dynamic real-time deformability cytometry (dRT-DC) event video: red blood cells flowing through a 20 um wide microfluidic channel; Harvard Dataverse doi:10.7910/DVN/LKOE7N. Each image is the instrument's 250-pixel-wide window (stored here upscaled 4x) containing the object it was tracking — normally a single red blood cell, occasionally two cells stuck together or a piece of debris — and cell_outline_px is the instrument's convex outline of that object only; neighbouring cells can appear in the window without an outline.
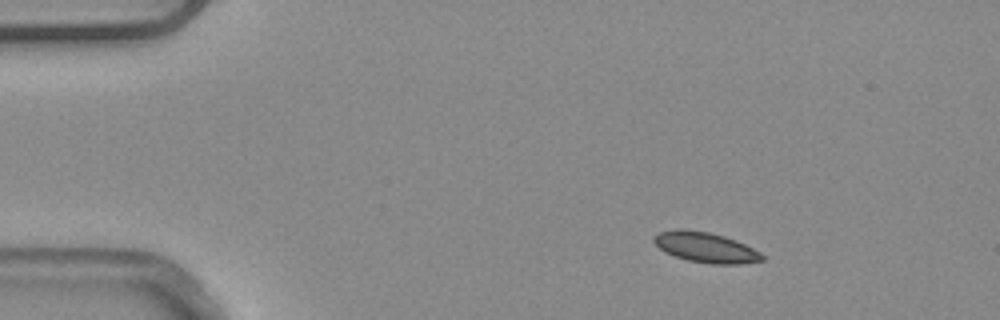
{"species": "common noctule bat (a hibernating species)", "species_latin": "Nyctalus noctula", "temperature_condition": "warm", "stored_images_in_passage": 5, "camera_frame_rate_fps": 3000, "um_per_image_px": 0.085, "animal": {"sex": "male", "body_mass_g": 20.4}, "frame": {"image": 1, "passage_image": 1, "time_ms": 0.0, "image_size_px": [1000, 320], "cell_outline_px": [[764, 260], [740, 264], [712, 264], [688, 260], [664, 252], [652, 240], [652, 236], [660, 232], [676, 228], [684, 228], [708, 232], [724, 236], [736, 240], [760, 252], [764, 256]], "centroid_in_image_um": [59.96, 21.01], "position_along_channel_um": 25.0, "area_um2": 19.13}}
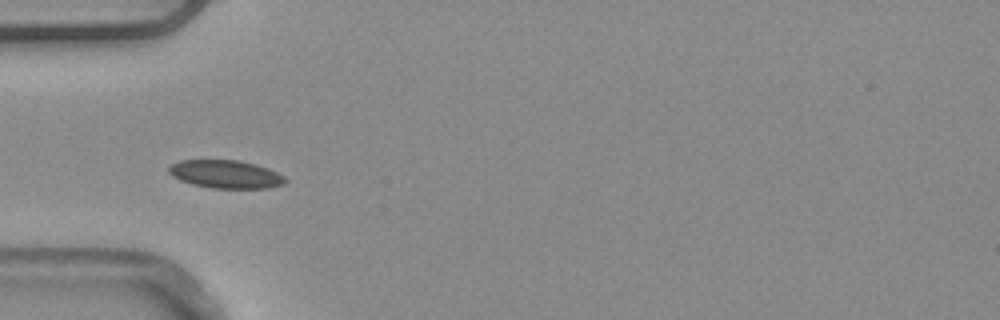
{"frame": {"image": 2, "passage_image": 3, "time_ms": 0.667, "image_size_px": [1000, 320], "cell_outline_px": [[288, 180], [284, 184], [268, 188], [212, 188], [192, 184], [180, 180], [172, 176], [168, 172], [168, 168], [172, 164], [180, 160], [240, 160], [256, 164], [268, 168], [284, 176]], "centroid_in_image_um": [19.19, 14.8], "position_along_channel_um": 65.8, "area_um2": 19.13}}